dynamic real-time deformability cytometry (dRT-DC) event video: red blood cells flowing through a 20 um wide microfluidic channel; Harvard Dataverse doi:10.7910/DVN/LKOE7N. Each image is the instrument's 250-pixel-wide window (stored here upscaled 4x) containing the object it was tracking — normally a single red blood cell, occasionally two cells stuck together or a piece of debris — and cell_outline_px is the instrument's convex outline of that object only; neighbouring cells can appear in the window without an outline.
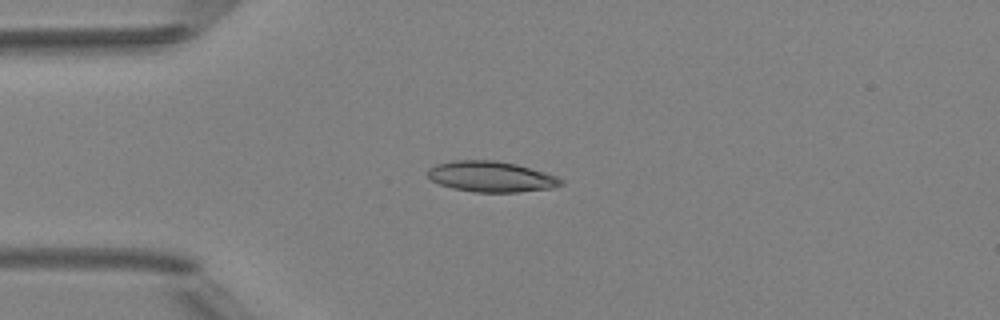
{"species": "Egyptian fruit bat (a non-hibernating species)", "species_latin": "Rousettus aegyptiacus", "temperature_condition": "room temperature", "stored_images_in_passage": 6, "camera_frame_rate_fps": 3000, "um_per_image_px": 0.085, "animal": {"sex": "female"}, "frame": {"image": 1, "passage_image": 4, "time_ms": 3.333, "image_size_px": [1000, 320], "cell_outline_px": [[564, 184], [552, 188], [516, 192], [472, 192], [452, 188], [440, 184], [432, 180], [428, 176], [428, 168], [436, 164], [452, 160], [496, 160], [516, 164], [544, 172], [556, 176], [564, 180]], "centroid_in_image_um": [41.74, 15.01], "position_along_channel_um": 43.3, "area_um2": 23.87}}
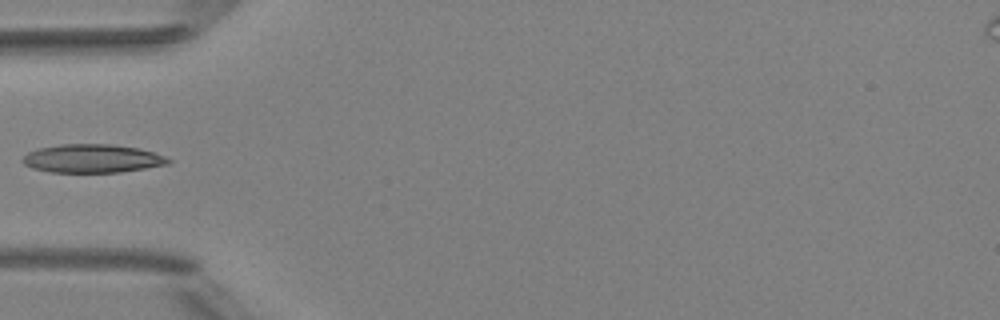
{"frame": {"image": 2, "passage_image": 5, "time_ms": 4.667, "image_size_px": [1000, 320], "cell_outline_px": [[172, 160], [168, 164], [120, 172], [52, 172], [32, 168], [24, 164], [20, 160], [28, 152], [40, 148], [60, 144], [112, 144], [136, 148], [152, 152], [164, 156]], "centroid_in_image_um": [7.81, 13.47], "position_along_channel_um": 77.2, "area_um2": 23.93}}
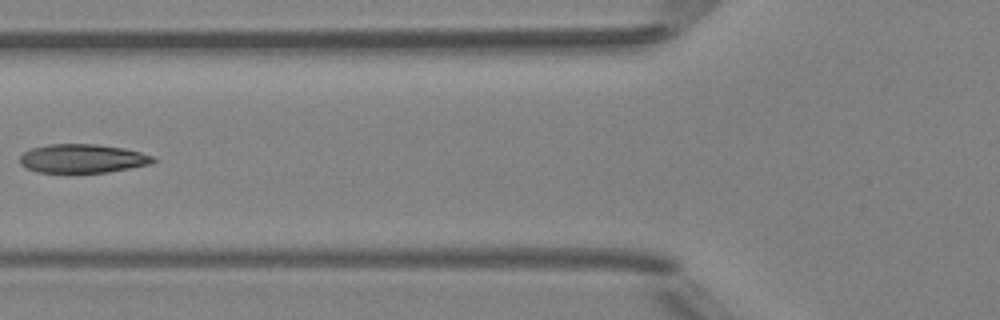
{"frame": {"image": 3, "passage_image": 6, "time_ms": 5.667, "image_size_px": [1000, 320], "cell_outline_px": [[156, 160], [152, 164], [108, 172], [68, 176], [36, 172], [20, 164], [20, 156], [24, 152], [32, 148], [48, 144], [96, 144], [124, 148], [156, 156]], "centroid_in_image_um": [7.0, 13.52], "position_along_channel_um": 118.8, "area_um2": 23.41}}